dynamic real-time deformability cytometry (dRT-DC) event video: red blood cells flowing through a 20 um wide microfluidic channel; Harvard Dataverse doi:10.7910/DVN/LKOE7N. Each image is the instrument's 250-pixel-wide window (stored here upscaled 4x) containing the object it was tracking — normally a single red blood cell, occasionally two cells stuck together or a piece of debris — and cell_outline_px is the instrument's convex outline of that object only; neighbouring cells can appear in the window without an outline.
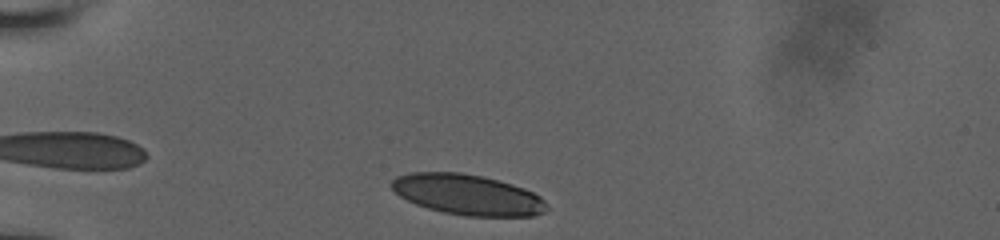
{"species": "human", "species_latin": "Homo sapiens", "temperature_condition": "room temperature", "stored_images_in_passage": 7, "camera_frame_rate_fps": 3000, "um_per_image_px": 0.085, "donor": {"sex": "male"}, "frame": {"image": 1, "passage_image": 1, "time_ms": 0.0, "image_size_px": [1000, 240], "cell_outline_px": [[548, 208], [544, 212], [532, 216], [464, 216], [444, 212], [428, 208], [416, 204], [400, 196], [392, 188], [392, 180], [396, 176], [412, 172], [460, 172], [484, 176], [512, 184], [524, 188], [540, 196], [544, 200]], "centroid_in_image_um": [39.75, 16.54], "position_along_channel_um": 45.2, "area_um2": 36.59}}
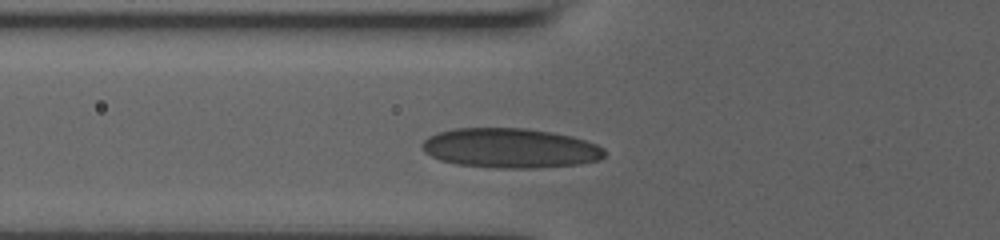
{"frame": {"image": 2, "passage_image": 6, "time_ms": 2.0, "image_size_px": [1000, 240], "cell_outline_px": [[604, 156], [600, 160], [580, 164], [536, 168], [496, 168], [456, 164], [440, 160], [424, 152], [420, 148], [420, 144], [428, 136], [436, 132], [456, 128], [528, 128], [552, 132], [572, 136], [596, 144], [604, 148]], "centroid_in_image_um": [43.34, 12.59], "position_along_channel_um": 82.5, "area_um2": 42.54}}